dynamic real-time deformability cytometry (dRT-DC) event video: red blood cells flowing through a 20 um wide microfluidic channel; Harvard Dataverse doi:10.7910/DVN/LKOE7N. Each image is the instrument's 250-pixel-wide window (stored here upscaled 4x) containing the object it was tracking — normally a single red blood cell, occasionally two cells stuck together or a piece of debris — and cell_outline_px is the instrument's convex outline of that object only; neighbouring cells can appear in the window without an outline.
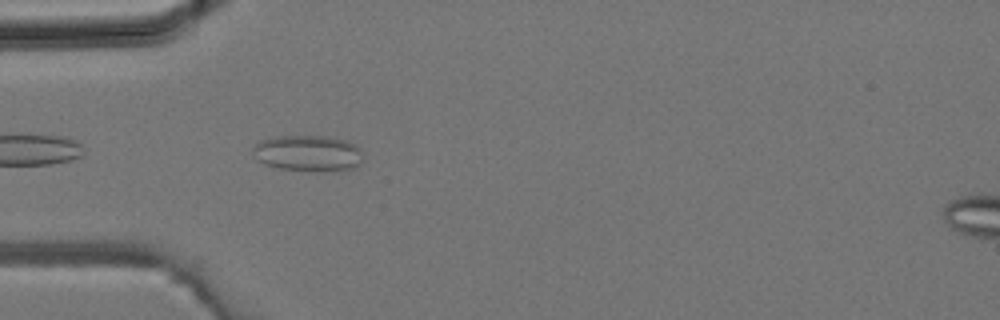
{"species": "common noctule bat (a hibernating species)", "species_latin": "Nyctalus noctula", "temperature_condition": "room temperature", "stored_images_in_passage": 3, "camera_frame_rate_fps": 3000, "um_per_image_px": 0.085, "animal": {"sex": "male", "body_mass_g": 19.2, "forearm_length_mm": 51.8}, "frame": {"image": 1, "passage_image": 3, "time_ms": 0.667, "image_size_px": [1000, 320], "cell_outline_px": [[360, 160], [356, 168], [324, 172], [308, 172], [280, 168], [264, 164], [256, 160], [252, 152], [252, 148], [260, 140], [276, 136], [324, 136], [348, 140], [360, 148]], "centroid_in_image_um": [26.15, 13.04], "position_along_channel_um": 58.9, "area_um2": 23.52}}